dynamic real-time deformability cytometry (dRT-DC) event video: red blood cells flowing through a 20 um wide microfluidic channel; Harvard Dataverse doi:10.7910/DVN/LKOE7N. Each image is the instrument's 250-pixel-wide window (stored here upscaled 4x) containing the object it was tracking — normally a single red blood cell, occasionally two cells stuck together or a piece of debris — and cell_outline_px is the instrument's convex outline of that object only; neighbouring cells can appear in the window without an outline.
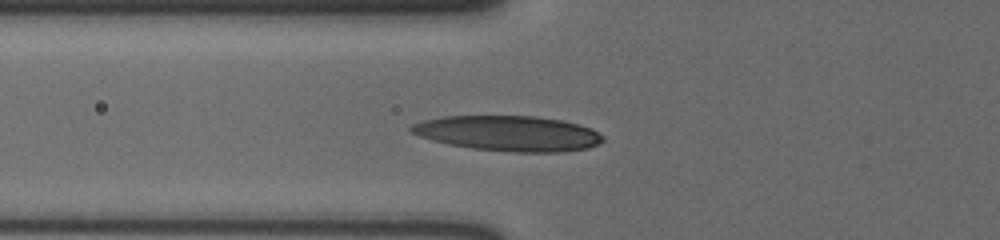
{"species": "human", "species_latin": "Homo sapiens", "temperature_condition": "cold", "stored_images_in_passage": 37, "camera_frame_rate_fps": 3000, "um_per_image_px": 0.085, "donor": {"sex": "male"}, "frame": {"image": 1, "passage_image": 2, "time_ms": 0.333, "image_size_px": [1000, 240], "cell_outline_px": [[604, 140], [600, 144], [588, 148], [564, 152], [512, 152], [472, 148], [448, 144], [432, 140], [420, 136], [412, 132], [408, 128], [412, 124], [424, 120], [444, 116], [536, 116], [560, 120], [580, 124], [592, 128], [604, 136]], "centroid_in_image_um": [43.26, 11.34], "position_along_channel_um": 82.5, "area_um2": 39.59}}
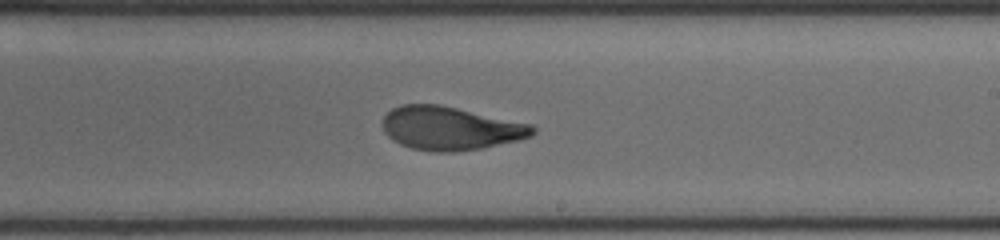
{"frame": {"image": 2, "passage_image": 16, "time_ms": 5.0, "image_size_px": [1000, 240], "cell_outline_px": [[536, 132], [532, 136], [516, 140], [480, 148], [452, 152], [436, 152], [412, 148], [400, 144], [388, 136], [384, 132], [380, 124], [384, 116], [392, 108], [400, 104], [440, 104], [532, 124], [536, 128]], "centroid_in_image_um": [38.25, 10.89], "position_along_channel_um": 250.8, "area_um2": 38.03}}
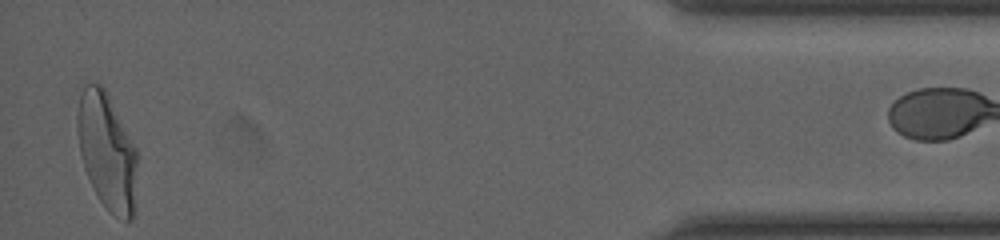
{"frame": {"image": 3, "passage_image": 36, "time_ms": 11.667, "image_size_px": [1000, 240], "cell_outline_px": [[136, 208], [132, 220], [124, 220], [108, 212], [96, 196], [92, 188], [84, 168], [80, 152], [76, 124], [76, 116], [80, 92], [84, 84], [100, 84], [104, 88], [136, 148]], "centroid_in_image_um": [9.08, 12.92], "position_along_channel_um": 426.1, "area_um2": 40.98}}